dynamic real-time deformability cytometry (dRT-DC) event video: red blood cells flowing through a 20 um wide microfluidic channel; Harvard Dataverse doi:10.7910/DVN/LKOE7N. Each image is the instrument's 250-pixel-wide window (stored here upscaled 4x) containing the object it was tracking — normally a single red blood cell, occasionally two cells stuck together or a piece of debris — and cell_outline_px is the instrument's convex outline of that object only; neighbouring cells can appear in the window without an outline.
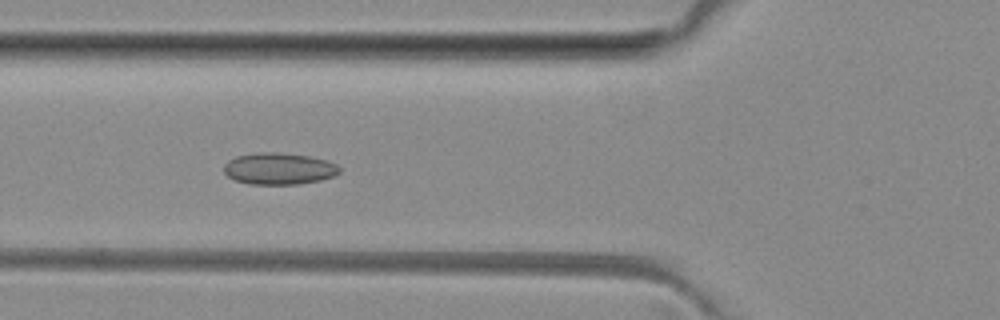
{"species": "common noctule bat (a hibernating species)", "species_latin": "Nyctalus noctula", "temperature_condition": "room temperature", "stored_images_in_passage": 9, "camera_frame_rate_fps": 3000, "um_per_image_px": 0.085, "animal": {"sex": "female", "body_mass_g": 29.2, "forearm_length_mm": 56.3}, "frame": {"image": 1, "passage_image": 6, "time_ms": 5.667, "image_size_px": [1000, 320], "cell_outline_px": [[340, 172], [332, 176], [320, 180], [300, 184], [248, 184], [236, 180], [228, 176], [224, 172], [224, 164], [228, 160], [236, 156], [260, 152], [276, 152], [308, 156], [328, 160], [336, 164], [340, 168]], "centroid_in_image_um": [23.7, 14.33], "position_along_channel_um": 102.1, "area_um2": 21.33}}
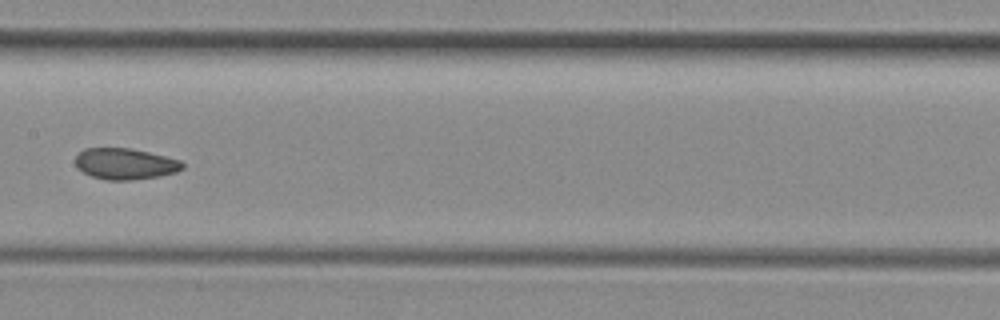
{"frame": {"image": 2, "passage_image": 8, "time_ms": 8.0, "image_size_px": [1000, 320], "cell_outline_px": [[184, 168], [176, 172], [160, 176], [132, 180], [104, 180], [92, 176], [76, 168], [76, 156], [84, 148], [132, 148], [180, 160], [184, 164]], "centroid_in_image_um": [10.64, 13.93], "position_along_channel_um": 196.8, "area_um2": 19.48}}
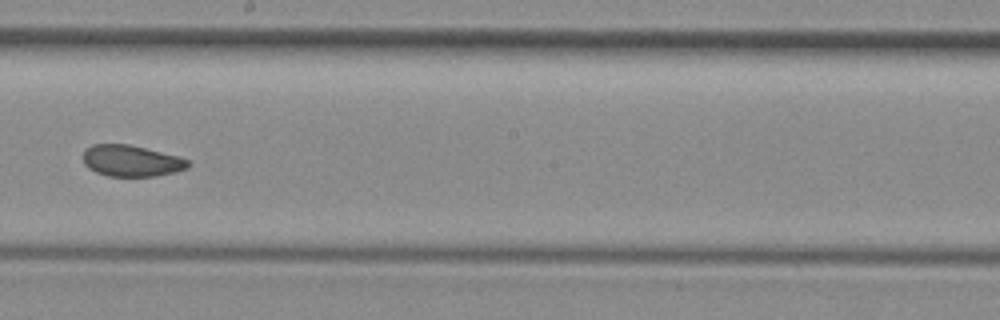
{"frame": {"image": 3, "passage_image": 9, "time_ms": 9.0, "image_size_px": [1000, 320], "cell_outline_px": [[192, 164], [188, 168], [156, 176], [108, 176], [96, 172], [88, 168], [84, 164], [84, 148], [92, 144], [128, 144], [176, 156], [188, 160]], "centroid_in_image_um": [11.13, 13.67], "position_along_channel_um": 237.1, "area_um2": 19.02}}